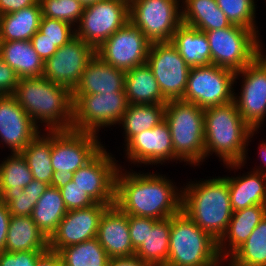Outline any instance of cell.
<instances>
[{
    "label": "cell",
    "instance_id": "7402d4cb",
    "mask_svg": "<svg viewBox=\"0 0 266 266\" xmlns=\"http://www.w3.org/2000/svg\"><path fill=\"white\" fill-rule=\"evenodd\" d=\"M126 71L104 62L98 55L89 61L73 95L125 93Z\"/></svg>",
    "mask_w": 266,
    "mask_h": 266
},
{
    "label": "cell",
    "instance_id": "f6af8a7d",
    "mask_svg": "<svg viewBox=\"0 0 266 266\" xmlns=\"http://www.w3.org/2000/svg\"><path fill=\"white\" fill-rule=\"evenodd\" d=\"M19 79L17 73L0 57V96L13 95Z\"/></svg>",
    "mask_w": 266,
    "mask_h": 266
},
{
    "label": "cell",
    "instance_id": "2e32d148",
    "mask_svg": "<svg viewBox=\"0 0 266 266\" xmlns=\"http://www.w3.org/2000/svg\"><path fill=\"white\" fill-rule=\"evenodd\" d=\"M112 153L103 147L88 163L71 176L84 192L96 203L114 205L115 179L120 164Z\"/></svg>",
    "mask_w": 266,
    "mask_h": 266
},
{
    "label": "cell",
    "instance_id": "f35d334b",
    "mask_svg": "<svg viewBox=\"0 0 266 266\" xmlns=\"http://www.w3.org/2000/svg\"><path fill=\"white\" fill-rule=\"evenodd\" d=\"M42 16L69 23L75 27L84 11V6L77 0H38Z\"/></svg>",
    "mask_w": 266,
    "mask_h": 266
},
{
    "label": "cell",
    "instance_id": "74e56055",
    "mask_svg": "<svg viewBox=\"0 0 266 266\" xmlns=\"http://www.w3.org/2000/svg\"><path fill=\"white\" fill-rule=\"evenodd\" d=\"M231 24L257 30L255 0H216ZM256 23V24H255Z\"/></svg>",
    "mask_w": 266,
    "mask_h": 266
},
{
    "label": "cell",
    "instance_id": "7bdbcfd3",
    "mask_svg": "<svg viewBox=\"0 0 266 266\" xmlns=\"http://www.w3.org/2000/svg\"><path fill=\"white\" fill-rule=\"evenodd\" d=\"M158 220L135 215H128L129 234L133 248L136 250L148 235V227H153Z\"/></svg>",
    "mask_w": 266,
    "mask_h": 266
},
{
    "label": "cell",
    "instance_id": "5b68a950",
    "mask_svg": "<svg viewBox=\"0 0 266 266\" xmlns=\"http://www.w3.org/2000/svg\"><path fill=\"white\" fill-rule=\"evenodd\" d=\"M164 120L172 137L174 162L200 166L205 160L204 109L194 103L170 100L165 104Z\"/></svg>",
    "mask_w": 266,
    "mask_h": 266
},
{
    "label": "cell",
    "instance_id": "52a82bcc",
    "mask_svg": "<svg viewBox=\"0 0 266 266\" xmlns=\"http://www.w3.org/2000/svg\"><path fill=\"white\" fill-rule=\"evenodd\" d=\"M211 52V64L241 71L263 50L259 30L232 24L230 27L205 32Z\"/></svg>",
    "mask_w": 266,
    "mask_h": 266
},
{
    "label": "cell",
    "instance_id": "277c9868",
    "mask_svg": "<svg viewBox=\"0 0 266 266\" xmlns=\"http://www.w3.org/2000/svg\"><path fill=\"white\" fill-rule=\"evenodd\" d=\"M192 181L182 188V211L216 241L227 231L233 209L228 176Z\"/></svg>",
    "mask_w": 266,
    "mask_h": 266
},
{
    "label": "cell",
    "instance_id": "9c48e42d",
    "mask_svg": "<svg viewBox=\"0 0 266 266\" xmlns=\"http://www.w3.org/2000/svg\"><path fill=\"white\" fill-rule=\"evenodd\" d=\"M128 105L125 93L73 95L72 130L98 135L119 124Z\"/></svg>",
    "mask_w": 266,
    "mask_h": 266
},
{
    "label": "cell",
    "instance_id": "6da1fadb",
    "mask_svg": "<svg viewBox=\"0 0 266 266\" xmlns=\"http://www.w3.org/2000/svg\"><path fill=\"white\" fill-rule=\"evenodd\" d=\"M122 168L119 166L116 173L114 203L121 211L162 220L182 210V188L178 190L172 179L159 173L142 174Z\"/></svg>",
    "mask_w": 266,
    "mask_h": 266
},
{
    "label": "cell",
    "instance_id": "9a60e30c",
    "mask_svg": "<svg viewBox=\"0 0 266 266\" xmlns=\"http://www.w3.org/2000/svg\"><path fill=\"white\" fill-rule=\"evenodd\" d=\"M151 42L129 21L105 40L96 50L107 64L128 71L147 62Z\"/></svg>",
    "mask_w": 266,
    "mask_h": 266
},
{
    "label": "cell",
    "instance_id": "ab89813d",
    "mask_svg": "<svg viewBox=\"0 0 266 266\" xmlns=\"http://www.w3.org/2000/svg\"><path fill=\"white\" fill-rule=\"evenodd\" d=\"M39 31L58 48L76 36L75 27L69 23L45 16L41 18Z\"/></svg>",
    "mask_w": 266,
    "mask_h": 266
},
{
    "label": "cell",
    "instance_id": "60d3db41",
    "mask_svg": "<svg viewBox=\"0 0 266 266\" xmlns=\"http://www.w3.org/2000/svg\"><path fill=\"white\" fill-rule=\"evenodd\" d=\"M68 211L90 207L96 202L71 179L57 183Z\"/></svg>",
    "mask_w": 266,
    "mask_h": 266
},
{
    "label": "cell",
    "instance_id": "484cf974",
    "mask_svg": "<svg viewBox=\"0 0 266 266\" xmlns=\"http://www.w3.org/2000/svg\"><path fill=\"white\" fill-rule=\"evenodd\" d=\"M181 1V21L187 26L206 32L232 25L216 0Z\"/></svg>",
    "mask_w": 266,
    "mask_h": 266
},
{
    "label": "cell",
    "instance_id": "d4e9b609",
    "mask_svg": "<svg viewBox=\"0 0 266 266\" xmlns=\"http://www.w3.org/2000/svg\"><path fill=\"white\" fill-rule=\"evenodd\" d=\"M47 250H49V239L31 216L11 215L4 251L14 253Z\"/></svg>",
    "mask_w": 266,
    "mask_h": 266
},
{
    "label": "cell",
    "instance_id": "d6986e66",
    "mask_svg": "<svg viewBox=\"0 0 266 266\" xmlns=\"http://www.w3.org/2000/svg\"><path fill=\"white\" fill-rule=\"evenodd\" d=\"M128 162L133 165H156L174 161V148L170 129L165 120L152 129L135 135L126 145Z\"/></svg>",
    "mask_w": 266,
    "mask_h": 266
},
{
    "label": "cell",
    "instance_id": "836d02e7",
    "mask_svg": "<svg viewBox=\"0 0 266 266\" xmlns=\"http://www.w3.org/2000/svg\"><path fill=\"white\" fill-rule=\"evenodd\" d=\"M165 117V105L161 104H129L119 125L123 128L126 145L135 135L152 129Z\"/></svg>",
    "mask_w": 266,
    "mask_h": 266
},
{
    "label": "cell",
    "instance_id": "7dc6e473",
    "mask_svg": "<svg viewBox=\"0 0 266 266\" xmlns=\"http://www.w3.org/2000/svg\"><path fill=\"white\" fill-rule=\"evenodd\" d=\"M38 0H0V15L13 13L34 5Z\"/></svg>",
    "mask_w": 266,
    "mask_h": 266
},
{
    "label": "cell",
    "instance_id": "3957f363",
    "mask_svg": "<svg viewBox=\"0 0 266 266\" xmlns=\"http://www.w3.org/2000/svg\"><path fill=\"white\" fill-rule=\"evenodd\" d=\"M43 131L71 130L73 92L46 77L20 78L12 95Z\"/></svg>",
    "mask_w": 266,
    "mask_h": 266
},
{
    "label": "cell",
    "instance_id": "f907efd6",
    "mask_svg": "<svg viewBox=\"0 0 266 266\" xmlns=\"http://www.w3.org/2000/svg\"><path fill=\"white\" fill-rule=\"evenodd\" d=\"M36 266H63V261L58 252L47 250L38 259Z\"/></svg>",
    "mask_w": 266,
    "mask_h": 266
},
{
    "label": "cell",
    "instance_id": "11a10c76",
    "mask_svg": "<svg viewBox=\"0 0 266 266\" xmlns=\"http://www.w3.org/2000/svg\"><path fill=\"white\" fill-rule=\"evenodd\" d=\"M228 264V266H234L231 262H227V260H221L219 263L215 264L214 266H222L223 262H225Z\"/></svg>",
    "mask_w": 266,
    "mask_h": 266
},
{
    "label": "cell",
    "instance_id": "30bf717a",
    "mask_svg": "<svg viewBox=\"0 0 266 266\" xmlns=\"http://www.w3.org/2000/svg\"><path fill=\"white\" fill-rule=\"evenodd\" d=\"M181 0H130L129 22L151 42H170L182 24Z\"/></svg>",
    "mask_w": 266,
    "mask_h": 266
},
{
    "label": "cell",
    "instance_id": "1f68e13d",
    "mask_svg": "<svg viewBox=\"0 0 266 266\" xmlns=\"http://www.w3.org/2000/svg\"><path fill=\"white\" fill-rule=\"evenodd\" d=\"M43 133V134H41ZM46 134V135H45ZM52 131L40 132L20 153L26 159L34 179L53 185L51 161Z\"/></svg>",
    "mask_w": 266,
    "mask_h": 266
},
{
    "label": "cell",
    "instance_id": "c3c4849f",
    "mask_svg": "<svg viewBox=\"0 0 266 266\" xmlns=\"http://www.w3.org/2000/svg\"><path fill=\"white\" fill-rule=\"evenodd\" d=\"M11 213L5 203L0 202V252L5 250L6 236L8 232Z\"/></svg>",
    "mask_w": 266,
    "mask_h": 266
},
{
    "label": "cell",
    "instance_id": "8d00e7d4",
    "mask_svg": "<svg viewBox=\"0 0 266 266\" xmlns=\"http://www.w3.org/2000/svg\"><path fill=\"white\" fill-rule=\"evenodd\" d=\"M0 163V191H23L34 178L21 153H11Z\"/></svg>",
    "mask_w": 266,
    "mask_h": 266
},
{
    "label": "cell",
    "instance_id": "681fc988",
    "mask_svg": "<svg viewBox=\"0 0 266 266\" xmlns=\"http://www.w3.org/2000/svg\"><path fill=\"white\" fill-rule=\"evenodd\" d=\"M108 266H150L147 262L141 260L138 256L113 257L109 258Z\"/></svg>",
    "mask_w": 266,
    "mask_h": 266
},
{
    "label": "cell",
    "instance_id": "d590c367",
    "mask_svg": "<svg viewBox=\"0 0 266 266\" xmlns=\"http://www.w3.org/2000/svg\"><path fill=\"white\" fill-rule=\"evenodd\" d=\"M63 266H108L109 257L97 238L62 248Z\"/></svg>",
    "mask_w": 266,
    "mask_h": 266
},
{
    "label": "cell",
    "instance_id": "bcb514c9",
    "mask_svg": "<svg viewBox=\"0 0 266 266\" xmlns=\"http://www.w3.org/2000/svg\"><path fill=\"white\" fill-rule=\"evenodd\" d=\"M30 41L43 62L51 58L58 50V47L55 46L52 41L46 38L45 35H43L39 30L30 39Z\"/></svg>",
    "mask_w": 266,
    "mask_h": 266
},
{
    "label": "cell",
    "instance_id": "ac0fdd59",
    "mask_svg": "<svg viewBox=\"0 0 266 266\" xmlns=\"http://www.w3.org/2000/svg\"><path fill=\"white\" fill-rule=\"evenodd\" d=\"M109 206L96 203L68 211L49 238V250L59 252L64 247L96 238L100 219Z\"/></svg>",
    "mask_w": 266,
    "mask_h": 266
},
{
    "label": "cell",
    "instance_id": "cb8c5ba5",
    "mask_svg": "<svg viewBox=\"0 0 266 266\" xmlns=\"http://www.w3.org/2000/svg\"><path fill=\"white\" fill-rule=\"evenodd\" d=\"M230 202L234 212L254 206L266 205V175L259 171L228 176Z\"/></svg>",
    "mask_w": 266,
    "mask_h": 266
},
{
    "label": "cell",
    "instance_id": "ffe728a7",
    "mask_svg": "<svg viewBox=\"0 0 266 266\" xmlns=\"http://www.w3.org/2000/svg\"><path fill=\"white\" fill-rule=\"evenodd\" d=\"M41 131L12 95L0 96V142L20 153Z\"/></svg>",
    "mask_w": 266,
    "mask_h": 266
},
{
    "label": "cell",
    "instance_id": "f1b7e54d",
    "mask_svg": "<svg viewBox=\"0 0 266 266\" xmlns=\"http://www.w3.org/2000/svg\"><path fill=\"white\" fill-rule=\"evenodd\" d=\"M41 18L39 1L19 11L0 15V41H29L39 30Z\"/></svg>",
    "mask_w": 266,
    "mask_h": 266
},
{
    "label": "cell",
    "instance_id": "e575fe53",
    "mask_svg": "<svg viewBox=\"0 0 266 266\" xmlns=\"http://www.w3.org/2000/svg\"><path fill=\"white\" fill-rule=\"evenodd\" d=\"M227 261L234 266H266V216Z\"/></svg>",
    "mask_w": 266,
    "mask_h": 266
},
{
    "label": "cell",
    "instance_id": "db71d44e",
    "mask_svg": "<svg viewBox=\"0 0 266 266\" xmlns=\"http://www.w3.org/2000/svg\"><path fill=\"white\" fill-rule=\"evenodd\" d=\"M77 1H79L85 7L102 0H77Z\"/></svg>",
    "mask_w": 266,
    "mask_h": 266
},
{
    "label": "cell",
    "instance_id": "4dcf8cb0",
    "mask_svg": "<svg viewBox=\"0 0 266 266\" xmlns=\"http://www.w3.org/2000/svg\"><path fill=\"white\" fill-rule=\"evenodd\" d=\"M68 212L57 184L50 185L37 201L32 220L49 239Z\"/></svg>",
    "mask_w": 266,
    "mask_h": 266
},
{
    "label": "cell",
    "instance_id": "f546056e",
    "mask_svg": "<svg viewBox=\"0 0 266 266\" xmlns=\"http://www.w3.org/2000/svg\"><path fill=\"white\" fill-rule=\"evenodd\" d=\"M171 43L190 67L211 64L210 45L205 32L182 23L173 34Z\"/></svg>",
    "mask_w": 266,
    "mask_h": 266
},
{
    "label": "cell",
    "instance_id": "8992f818",
    "mask_svg": "<svg viewBox=\"0 0 266 266\" xmlns=\"http://www.w3.org/2000/svg\"><path fill=\"white\" fill-rule=\"evenodd\" d=\"M218 241L182 210L171 216L169 254L165 266H214L221 261Z\"/></svg>",
    "mask_w": 266,
    "mask_h": 266
},
{
    "label": "cell",
    "instance_id": "5bb4252c",
    "mask_svg": "<svg viewBox=\"0 0 266 266\" xmlns=\"http://www.w3.org/2000/svg\"><path fill=\"white\" fill-rule=\"evenodd\" d=\"M167 101L182 100L191 67L170 42L151 43L146 62Z\"/></svg>",
    "mask_w": 266,
    "mask_h": 266
},
{
    "label": "cell",
    "instance_id": "4316f807",
    "mask_svg": "<svg viewBox=\"0 0 266 266\" xmlns=\"http://www.w3.org/2000/svg\"><path fill=\"white\" fill-rule=\"evenodd\" d=\"M124 90L129 104L165 105L168 102L147 63L126 71Z\"/></svg>",
    "mask_w": 266,
    "mask_h": 266
},
{
    "label": "cell",
    "instance_id": "ee69618b",
    "mask_svg": "<svg viewBox=\"0 0 266 266\" xmlns=\"http://www.w3.org/2000/svg\"><path fill=\"white\" fill-rule=\"evenodd\" d=\"M46 251L0 252V266H36Z\"/></svg>",
    "mask_w": 266,
    "mask_h": 266
},
{
    "label": "cell",
    "instance_id": "816d5d0a",
    "mask_svg": "<svg viewBox=\"0 0 266 266\" xmlns=\"http://www.w3.org/2000/svg\"><path fill=\"white\" fill-rule=\"evenodd\" d=\"M48 187V184L33 179L25 188H23V192L30 197H41Z\"/></svg>",
    "mask_w": 266,
    "mask_h": 266
},
{
    "label": "cell",
    "instance_id": "44dd1931",
    "mask_svg": "<svg viewBox=\"0 0 266 266\" xmlns=\"http://www.w3.org/2000/svg\"><path fill=\"white\" fill-rule=\"evenodd\" d=\"M96 238L109 258L135 255L129 234L128 215L115 204L104 211Z\"/></svg>",
    "mask_w": 266,
    "mask_h": 266
},
{
    "label": "cell",
    "instance_id": "7a4b0ae2",
    "mask_svg": "<svg viewBox=\"0 0 266 266\" xmlns=\"http://www.w3.org/2000/svg\"><path fill=\"white\" fill-rule=\"evenodd\" d=\"M257 132L242 119L234 101L206 108L204 109L205 158L215 153L227 169H241L247 163V149H249L247 146Z\"/></svg>",
    "mask_w": 266,
    "mask_h": 266
},
{
    "label": "cell",
    "instance_id": "83f0119b",
    "mask_svg": "<svg viewBox=\"0 0 266 266\" xmlns=\"http://www.w3.org/2000/svg\"><path fill=\"white\" fill-rule=\"evenodd\" d=\"M0 57L19 78L42 77L44 62L31 41H0Z\"/></svg>",
    "mask_w": 266,
    "mask_h": 266
},
{
    "label": "cell",
    "instance_id": "7c38bea8",
    "mask_svg": "<svg viewBox=\"0 0 266 266\" xmlns=\"http://www.w3.org/2000/svg\"><path fill=\"white\" fill-rule=\"evenodd\" d=\"M129 21L128 0H102L85 6L75 35L95 50Z\"/></svg>",
    "mask_w": 266,
    "mask_h": 266
},
{
    "label": "cell",
    "instance_id": "603a6c76",
    "mask_svg": "<svg viewBox=\"0 0 266 266\" xmlns=\"http://www.w3.org/2000/svg\"><path fill=\"white\" fill-rule=\"evenodd\" d=\"M266 216V205H254L233 212L225 234L218 241V253L227 260L251 235Z\"/></svg>",
    "mask_w": 266,
    "mask_h": 266
},
{
    "label": "cell",
    "instance_id": "e0dca14e",
    "mask_svg": "<svg viewBox=\"0 0 266 266\" xmlns=\"http://www.w3.org/2000/svg\"><path fill=\"white\" fill-rule=\"evenodd\" d=\"M95 54L96 50L92 46L75 36L44 62L43 76L73 91Z\"/></svg>",
    "mask_w": 266,
    "mask_h": 266
},
{
    "label": "cell",
    "instance_id": "f5cc1de1",
    "mask_svg": "<svg viewBox=\"0 0 266 266\" xmlns=\"http://www.w3.org/2000/svg\"><path fill=\"white\" fill-rule=\"evenodd\" d=\"M258 148L260 151L259 154L261 156L260 160L262 161V165L255 169L252 168V170L262 172L266 175V142L262 141V143H260V147Z\"/></svg>",
    "mask_w": 266,
    "mask_h": 266
},
{
    "label": "cell",
    "instance_id": "8fae6325",
    "mask_svg": "<svg viewBox=\"0 0 266 266\" xmlns=\"http://www.w3.org/2000/svg\"><path fill=\"white\" fill-rule=\"evenodd\" d=\"M235 72L214 64L191 67L182 101L206 109L234 101Z\"/></svg>",
    "mask_w": 266,
    "mask_h": 266
},
{
    "label": "cell",
    "instance_id": "b9f144b4",
    "mask_svg": "<svg viewBox=\"0 0 266 266\" xmlns=\"http://www.w3.org/2000/svg\"><path fill=\"white\" fill-rule=\"evenodd\" d=\"M39 198L30 197L23 191H0V202L5 203L15 216H31Z\"/></svg>",
    "mask_w": 266,
    "mask_h": 266
},
{
    "label": "cell",
    "instance_id": "d6a6232c",
    "mask_svg": "<svg viewBox=\"0 0 266 266\" xmlns=\"http://www.w3.org/2000/svg\"><path fill=\"white\" fill-rule=\"evenodd\" d=\"M171 217L158 220L153 227H148V235L135 250V255L150 266H165L169 254Z\"/></svg>",
    "mask_w": 266,
    "mask_h": 266
},
{
    "label": "cell",
    "instance_id": "ba28073f",
    "mask_svg": "<svg viewBox=\"0 0 266 266\" xmlns=\"http://www.w3.org/2000/svg\"><path fill=\"white\" fill-rule=\"evenodd\" d=\"M98 136L94 133L72 129L52 131L53 185L71 179L74 172L88 163L105 147Z\"/></svg>",
    "mask_w": 266,
    "mask_h": 266
},
{
    "label": "cell",
    "instance_id": "4fadbf2b",
    "mask_svg": "<svg viewBox=\"0 0 266 266\" xmlns=\"http://www.w3.org/2000/svg\"><path fill=\"white\" fill-rule=\"evenodd\" d=\"M240 77L242 85L239 96L234 92V102L242 119L258 131L266 117V55L261 52L241 71L235 72V83Z\"/></svg>",
    "mask_w": 266,
    "mask_h": 266
}]
</instances>
